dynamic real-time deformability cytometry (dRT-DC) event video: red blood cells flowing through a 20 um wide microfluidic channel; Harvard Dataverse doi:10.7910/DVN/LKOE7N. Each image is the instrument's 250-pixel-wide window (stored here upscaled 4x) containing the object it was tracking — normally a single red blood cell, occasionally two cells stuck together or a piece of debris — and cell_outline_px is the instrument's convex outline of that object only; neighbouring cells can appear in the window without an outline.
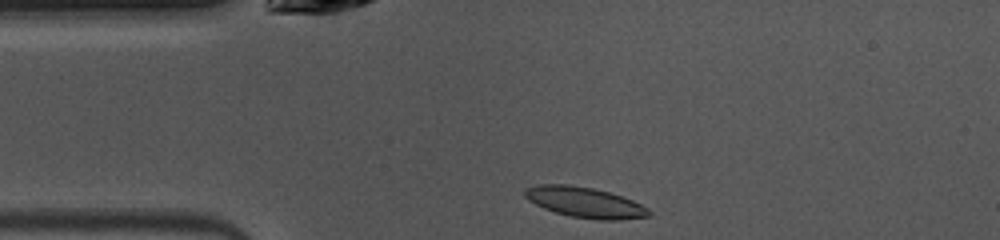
{"species": "common noctule bat (a hibernating species)", "species_latin": "Nyctalus noctula", "temperature_condition": "warm", "stored_images_in_passage": 40, "camera_frame_rate_fps": 3000, "um_per_image_px": 0.085, "animal": {"sex": "female", "body_mass_g": 10.0, "forearm_length_mm": 53.1}, "frame": {"image": 1, "passage_image": 1, "time_ms": 0.0, "image_size_px": [1000, 240], "cell_outline_px": [[652, 216], [620, 220], [596, 220], [572, 216], [556, 212], [544, 208], [528, 200], [524, 196], [524, 188], [536, 184], [568, 184], [592, 188], [608, 192], [632, 200], [648, 208], [652, 212]], "centroid_in_image_um": [49.71, 17.2], "position_along_channel_um": 35.3, "area_um2": 22.08}}
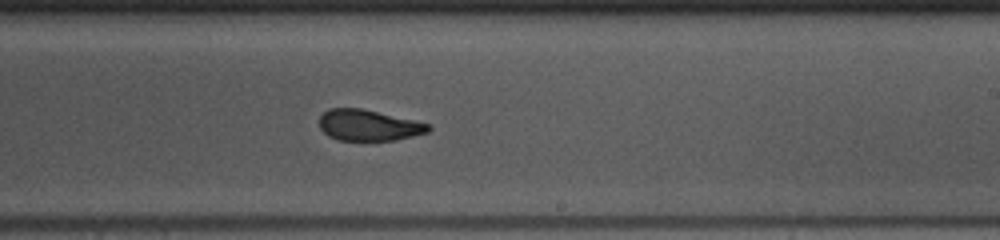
{"frame": {"image": 2, "passage_image": 19, "time_ms": 6.0, "image_size_px": [1000, 240], "cell_outline_px": [[432, 128], [428, 132], [396, 140], [336, 140], [328, 136], [320, 128], [320, 116], [328, 108], [360, 108], [412, 120], [428, 124]], "centroid_in_image_um": [31.29, 10.65], "position_along_channel_um": 257.7, "area_um2": 19.48}}
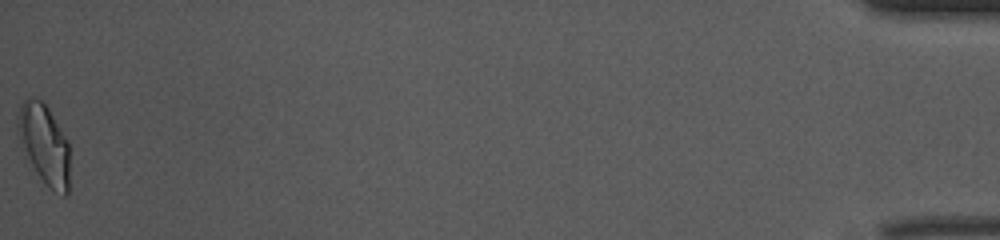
{"frame": {"image": 3, "passage_image": 40, "time_ms": 13.0, "image_size_px": [1000, 240], "cell_outline_px": [[68, 196], [64, 196], [52, 188], [40, 176], [32, 164], [20, 144], [16, 124], [16, 120], [20, 108], [24, 100], [32, 96], [40, 100], [48, 108], [68, 140]], "centroid_in_image_um": [3.75, 12.2], "position_along_channel_um": 431.5, "area_um2": 23.58}, "authors_computed_cell_mechanics": {"area_um2": 21.2126, "velocity_mm_per_s": 4.0387, "shape_relaxation_time_tau1_ms": 3.887, "shape_relaxation_time_tau2_ms": 1.7561, "deformation_change_tau1": 0.178, "deformation_change_tau2": 0.0718}}